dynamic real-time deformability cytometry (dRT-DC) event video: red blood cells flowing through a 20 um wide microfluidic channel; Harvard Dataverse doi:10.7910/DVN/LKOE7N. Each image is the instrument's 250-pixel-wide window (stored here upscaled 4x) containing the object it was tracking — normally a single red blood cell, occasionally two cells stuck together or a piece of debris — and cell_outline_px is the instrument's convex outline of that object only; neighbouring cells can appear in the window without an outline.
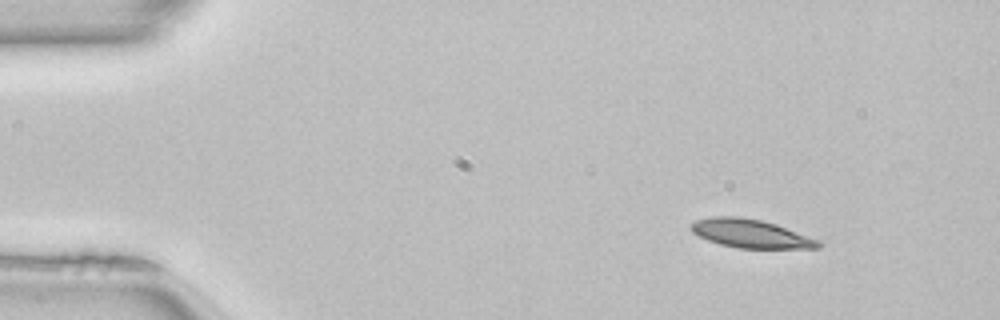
{"species": "common noctule bat (a hibernating species)", "species_latin": "Nyctalus noctula", "temperature_condition": "room temperature", "stored_images_in_passage": 45, "camera_frame_rate_fps": 3000, "um_per_image_px": 0.085, "animal": {"sex": "female", "body_mass_g": 22.7, "forearm_length_mm": 54.2}, "frame": {"image": 1, "passage_image": 1, "time_ms": 0.0, "image_size_px": [1000, 320], "cell_outline_px": [[824, 244], [820, 248], [736, 248], [720, 244], [708, 240], [692, 232], [692, 224], [696, 220], [712, 216], [740, 216], [760, 220], [776, 224], [820, 240]], "centroid_in_image_um": [63.85, 19.86], "position_along_channel_um": 21.1, "area_um2": 21.1}}
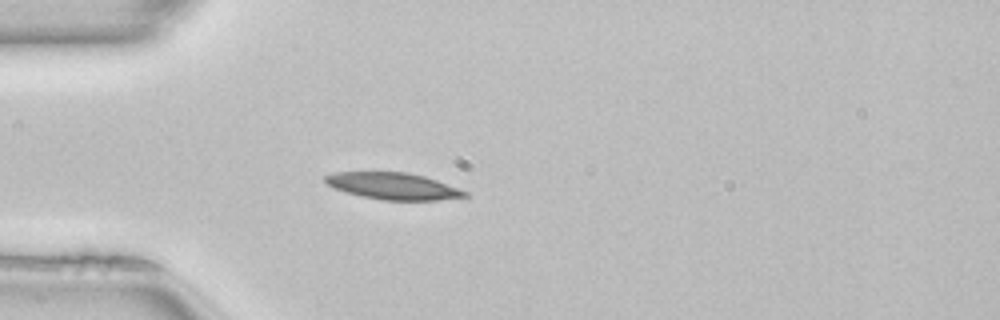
{"frame": {"image": 2, "passage_image": 9, "time_ms": 2.667, "image_size_px": [1000, 320], "cell_outline_px": [[472, 196], [436, 200], [380, 200], [348, 192], [336, 188], [328, 184], [324, 180], [324, 176], [336, 172], [408, 172], [424, 176], [436, 180], [468, 192]], "centroid_in_image_um": [33.46, 15.81], "position_along_channel_um": 51.5, "area_um2": 21.5}}
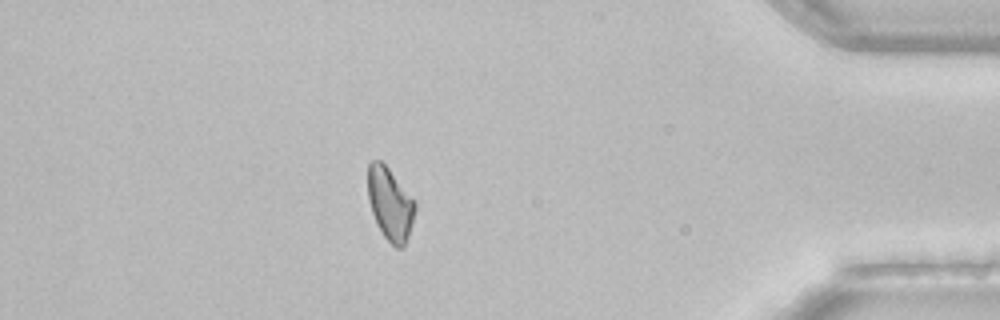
{"frame": {"image": 3, "passage_image": 39, "time_ms": 12.667, "image_size_px": [1000, 320], "cell_outline_px": [[416, 208], [404, 248], [396, 248], [384, 236], [372, 212], [368, 200], [368, 164], [372, 160], [380, 160], [388, 168], [416, 200]], "centroid_in_image_um": [33.17, 17.31], "position_along_channel_um": 402.0, "area_um2": 19.83}}